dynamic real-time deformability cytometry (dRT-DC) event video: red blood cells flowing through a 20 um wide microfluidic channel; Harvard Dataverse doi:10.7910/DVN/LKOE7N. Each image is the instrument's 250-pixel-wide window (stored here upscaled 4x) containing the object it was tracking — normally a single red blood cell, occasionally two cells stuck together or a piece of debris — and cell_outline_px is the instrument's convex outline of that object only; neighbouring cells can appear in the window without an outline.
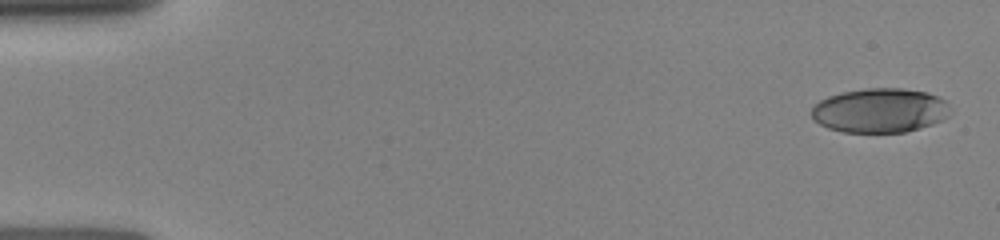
{"species": "human", "species_latin": "Homo sapiens", "temperature_condition": "room temperature", "stored_images_in_passage": 17, "camera_frame_rate_fps": 3000, "um_per_image_px": 0.085, "donor": {"sex": "female"}, "frame": {"image": 1, "passage_image": 1, "time_ms": 0.0, "image_size_px": [1000, 240], "cell_outline_px": [[948, 116], [932, 124], [920, 128], [904, 132], [844, 132], [828, 128], [812, 120], [812, 108], [820, 100], [828, 96], [840, 92], [864, 88], [904, 88], [924, 92], [936, 96], [944, 100]], "centroid_in_image_um": [74.72, 9.38], "position_along_channel_um": 10.3, "area_um2": 35.6}}
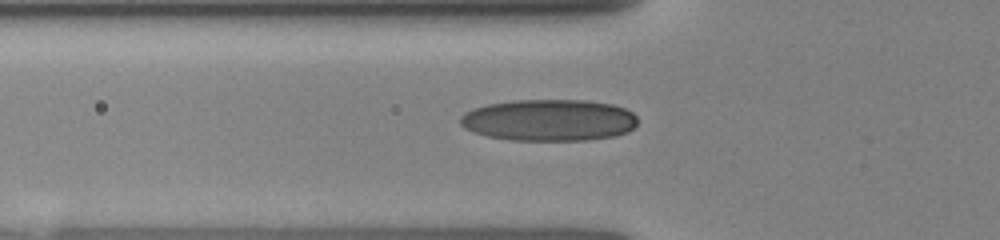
{"frame": {"image": 2, "passage_image": 12, "time_ms": 5.0, "image_size_px": [1000, 240], "cell_outline_px": [[636, 124], [628, 132], [616, 136], [584, 140], [512, 140], [488, 136], [464, 128], [460, 124], [460, 116], [464, 112], [488, 104], [516, 100], [584, 100], [612, 104], [624, 108], [632, 112], [636, 116]], "centroid_in_image_um": [46.68, 10.21], "position_along_channel_um": 79.1, "area_um2": 42.95}}
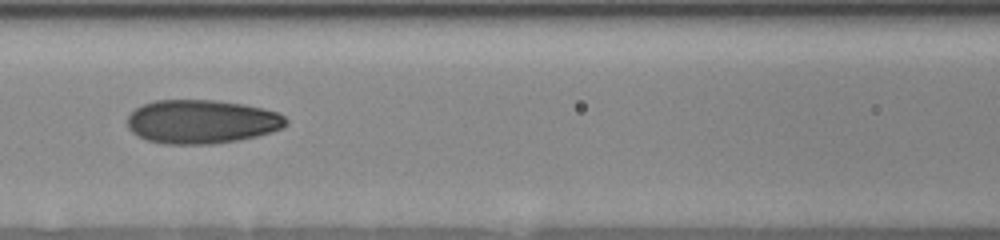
{"frame": {"image": 3, "passage_image": 15, "time_ms": 6.667, "image_size_px": [1000, 240], "cell_outline_px": [[288, 124], [272, 132], [256, 136], [236, 140], [212, 144], [164, 144], [148, 140], [132, 132], [128, 128], [128, 116], [136, 108], [144, 104], [156, 100], [216, 100], [244, 104], [276, 112], [284, 116], [288, 120]], "centroid_in_image_um": [17.14, 10.34], "position_along_channel_um": 149.5, "area_um2": 40.29}}